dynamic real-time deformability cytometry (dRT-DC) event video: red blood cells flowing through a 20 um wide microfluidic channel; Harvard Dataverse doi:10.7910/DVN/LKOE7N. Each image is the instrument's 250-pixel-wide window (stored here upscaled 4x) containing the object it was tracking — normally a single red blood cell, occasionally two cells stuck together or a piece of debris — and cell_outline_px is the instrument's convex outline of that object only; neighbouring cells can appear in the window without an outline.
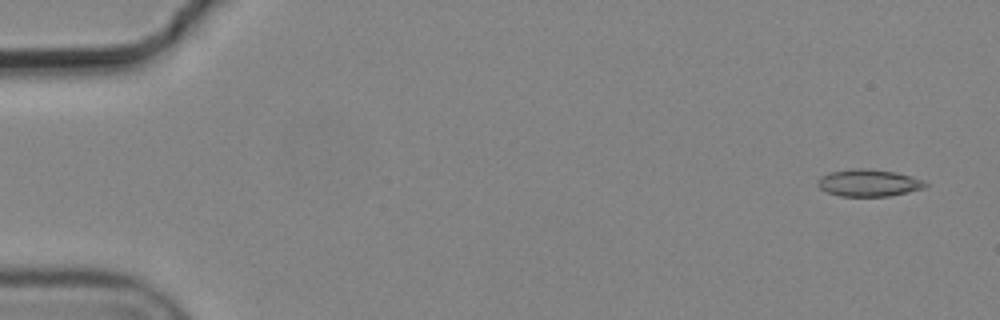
{"species": "common noctule bat (a hibernating species)", "species_latin": "Nyctalus noctula", "temperature_condition": "cold", "stored_images_in_passage": 5, "camera_frame_rate_fps": 3000, "um_per_image_px": 0.085, "animal": {"sex": "male", "body_mass_g": 19.2, "forearm_length_mm": 51.8}, "frame": {"image": 1, "passage_image": 1, "time_ms": 0.0, "image_size_px": [1000, 320], "cell_outline_px": [[928, 184], [924, 188], [908, 192], [888, 196], [840, 196], [828, 192], [820, 188], [816, 184], [816, 180], [820, 176], [828, 172], [856, 168], [868, 168], [896, 172], [912, 176], [924, 180]], "centroid_in_image_um": [73.82, 15.53], "position_along_channel_um": 11.2, "area_um2": 17.17}}
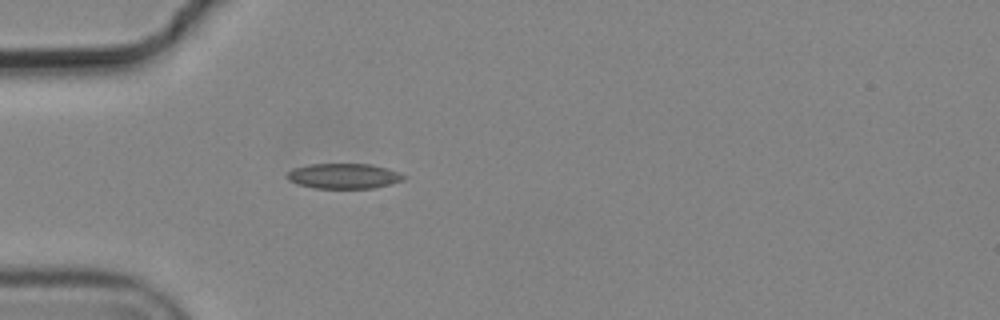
{"frame": {"image": 2, "passage_image": 5, "time_ms": 1.333, "image_size_px": [1000, 320], "cell_outline_px": [[408, 176], [404, 180], [392, 184], [372, 188], [316, 188], [296, 184], [288, 180], [284, 176], [292, 168], [308, 164], [368, 164], [388, 168], [400, 172]], "centroid_in_image_um": [29.22, 14.96], "position_along_channel_um": 55.8, "area_um2": 17.4}}